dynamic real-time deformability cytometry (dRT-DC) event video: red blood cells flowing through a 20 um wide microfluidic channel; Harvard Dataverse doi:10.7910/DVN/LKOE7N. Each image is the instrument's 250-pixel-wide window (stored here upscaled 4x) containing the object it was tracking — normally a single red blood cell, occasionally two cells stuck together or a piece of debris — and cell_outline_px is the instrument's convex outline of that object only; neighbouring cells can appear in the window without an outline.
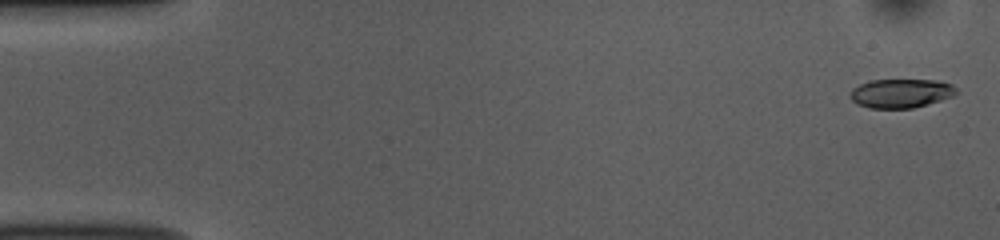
{"species": "common noctule bat (a hibernating species)", "species_latin": "Nyctalus noctula", "temperature_condition": "room temperature", "stored_images_in_passage": 53, "camera_frame_rate_fps": 3000, "um_per_image_px": 0.085, "animal": {"sex": "female", "body_mass_g": 10.0, "forearm_length_mm": 53.1}, "frame": {"image": 1, "passage_image": 2, "time_ms": 0.333, "image_size_px": [1000, 240], "cell_outline_px": [[960, 92], [952, 96], [940, 100], [912, 108], [868, 108], [856, 104], [848, 96], [852, 88], [860, 84], [872, 80], [936, 80], [952, 84]], "centroid_in_image_um": [76.56, 7.93], "position_along_channel_um": 8.4, "area_um2": 17.98}}
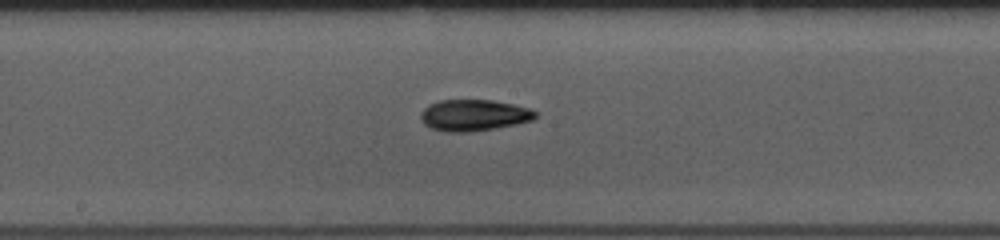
{"frame": {"image": 2, "passage_image": 28, "time_ms": 9.0, "image_size_px": [1000, 240], "cell_outline_px": [[536, 116], [532, 120], [516, 124], [468, 132], [444, 132], [432, 128], [424, 124], [420, 120], [420, 116], [424, 108], [428, 104], [440, 100], [492, 100], [512, 104], [528, 108], [536, 112]], "centroid_in_image_um": [40.23, 9.79], "position_along_channel_um": 208.0, "area_um2": 20.81}}
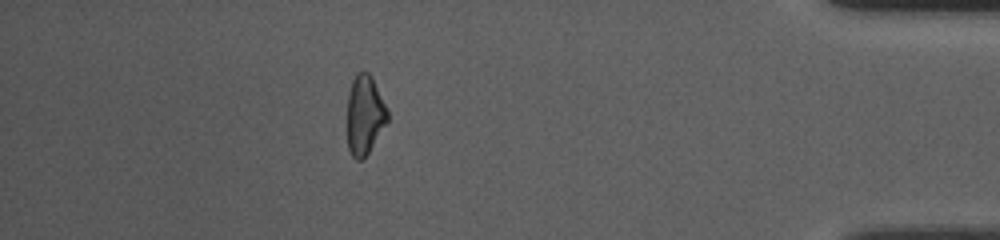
{"frame": {"image": 3, "passage_image": 47, "time_ms": 15.333, "image_size_px": [1000, 240], "cell_outline_px": [[388, 120], [364, 160], [356, 160], [352, 156], [348, 148], [348, 92], [352, 80], [356, 72], [368, 72], [372, 76], [388, 112]], "centroid_in_image_um": [30.99, 9.78], "position_along_channel_um": 404.2, "area_um2": 18.55}, "authors_computed_cell_mechanics": {"area_um2": 19.4208, "velocity_mm_per_s": 3.8209, "shape_relaxation_time_tau1_ms": 3.7991, "shape_relaxation_time_tau2_ms": 4.9778, "deformation_change_tau1": 0.1534, "deformation_change_tau2": 0.14}}